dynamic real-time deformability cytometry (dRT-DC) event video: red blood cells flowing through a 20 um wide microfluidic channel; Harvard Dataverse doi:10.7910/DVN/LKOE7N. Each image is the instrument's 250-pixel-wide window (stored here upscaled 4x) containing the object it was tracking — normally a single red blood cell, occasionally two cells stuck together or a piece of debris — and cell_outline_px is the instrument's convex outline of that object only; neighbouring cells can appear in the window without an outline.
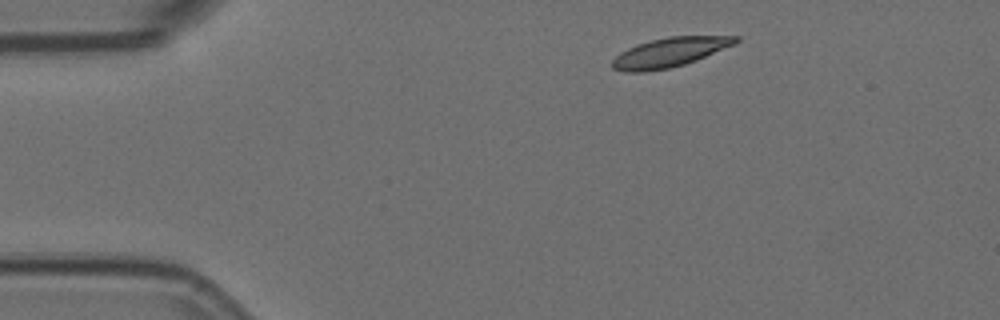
{"species": "Egyptian fruit bat (a non-hibernating species)", "species_latin": "Rousettus aegyptiacus", "temperature_condition": "room temperature", "stored_images_in_passage": 2, "camera_frame_rate_fps": 3000, "um_per_image_px": 0.085, "animal": {"sex": "female"}, "frame": {"image": 1, "passage_image": 1, "time_ms": 0.0, "image_size_px": [1000, 320], "cell_outline_px": [[740, 40], [736, 44], [696, 60], [684, 64], [668, 68], [644, 72], [628, 72], [612, 68], [612, 60], [620, 52], [628, 48], [652, 40], [668, 36], [740, 36]], "centroid_in_image_um": [56.95, 4.44], "position_along_channel_um": 28.0, "area_um2": 20.92}}